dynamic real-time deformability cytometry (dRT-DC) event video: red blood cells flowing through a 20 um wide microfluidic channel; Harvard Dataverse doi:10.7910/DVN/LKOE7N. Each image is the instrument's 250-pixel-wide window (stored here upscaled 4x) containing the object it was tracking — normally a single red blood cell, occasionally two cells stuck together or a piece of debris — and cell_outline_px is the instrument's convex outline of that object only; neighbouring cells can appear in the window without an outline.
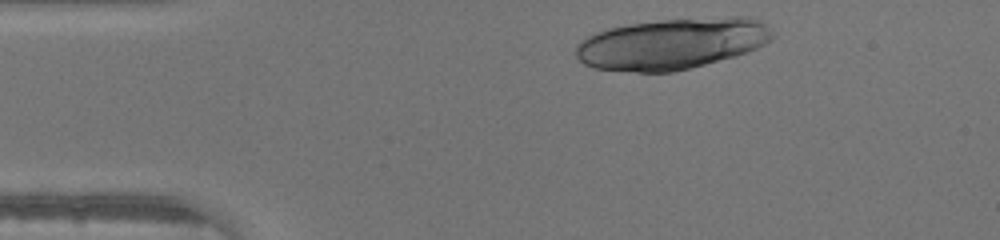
{"species": "human", "species_latin": "Homo sapiens", "temperature_condition": "warm", "stored_images_in_passage": 30, "camera_frame_rate_fps": 3000, "um_per_image_px": 0.085, "donor": {"sex": "male"}, "frame": {"image": 1, "passage_image": 2, "time_ms": 0.333, "image_size_px": [1000, 240], "cell_outline_px": [[776, 36], [772, 40], [748, 52], [736, 56], [672, 72], [636, 72], [596, 68], [584, 64], [576, 56], [576, 44], [584, 36], [608, 28], [628, 24], [660, 20], [732, 16], [748, 16], [760, 20], [776, 32]], "centroid_in_image_um": [57.15, 3.69], "position_along_channel_um": 27.9, "area_um2": 59.01}}